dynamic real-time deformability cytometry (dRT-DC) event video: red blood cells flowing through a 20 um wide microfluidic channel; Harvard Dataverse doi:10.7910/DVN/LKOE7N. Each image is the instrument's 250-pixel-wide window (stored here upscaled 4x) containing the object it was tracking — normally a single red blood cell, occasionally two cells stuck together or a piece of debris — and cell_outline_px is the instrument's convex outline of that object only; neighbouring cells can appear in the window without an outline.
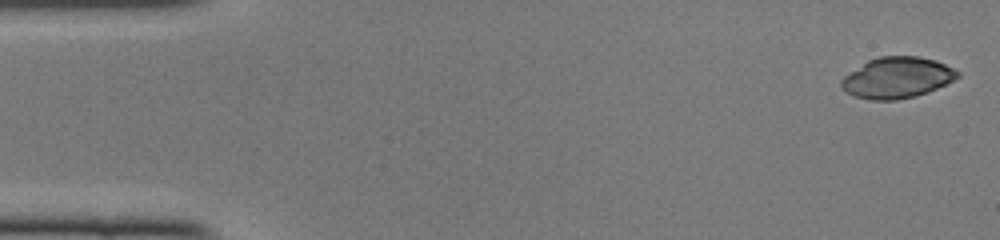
{"species": "common noctule bat (a hibernating species)", "species_latin": "Nyctalus noctula", "temperature_condition": "cold", "stored_images_in_passage": 48, "camera_frame_rate_fps": 3000, "um_per_image_px": 0.085, "animal": {"sex": "female", "body_mass_g": 22.0, "forearm_length_mm": 56.7}, "frame": {"image": 1, "passage_image": 1, "time_ms": 0.0, "image_size_px": [1000, 240], "cell_outline_px": [[960, 76], [928, 92], [916, 96], [896, 100], [872, 100], [852, 96], [844, 92], [840, 84], [840, 80], [844, 76], [868, 60], [880, 56], [920, 56], [936, 60], [960, 72]], "centroid_in_image_um": [76.22, 6.61], "position_along_channel_um": 8.8, "area_um2": 27.8}}
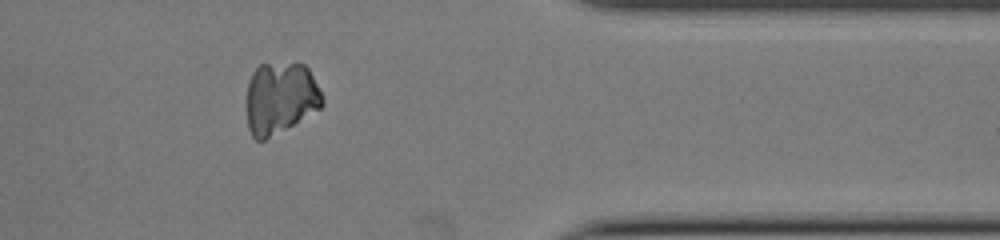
{"frame": {"image": 2, "passage_image": 39, "time_ms": 12.667, "image_size_px": [1000, 240], "cell_outline_px": [[324, 104], [320, 108], [264, 140], [256, 140], [252, 136], [248, 128], [248, 80], [252, 72], [260, 64], [296, 60], [304, 64], [308, 68], [324, 100]], "centroid_in_image_um": [23.83, 8.26], "position_along_channel_um": 387.6, "area_um2": 31.67}}
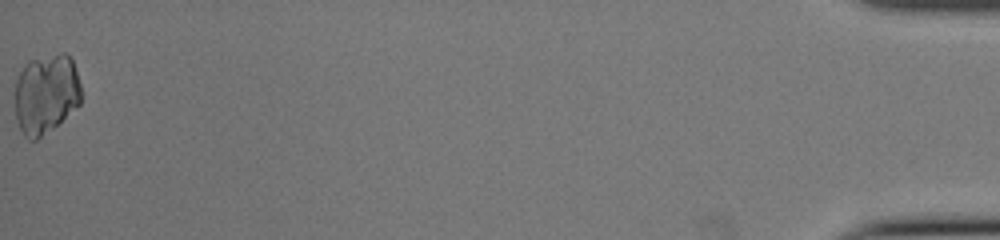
{"frame": {"image": 3, "passage_image": 48, "time_ms": 15.667, "image_size_px": [1000, 240], "cell_outline_px": [[80, 104], [56, 124], [36, 140], [28, 140], [24, 136], [20, 128], [16, 116], [16, 80], [24, 64], [28, 60], [60, 52], [64, 52], [72, 60], [80, 84]], "centroid_in_image_um": [3.9, 7.95], "position_along_channel_um": 431.3, "area_um2": 30.46}}